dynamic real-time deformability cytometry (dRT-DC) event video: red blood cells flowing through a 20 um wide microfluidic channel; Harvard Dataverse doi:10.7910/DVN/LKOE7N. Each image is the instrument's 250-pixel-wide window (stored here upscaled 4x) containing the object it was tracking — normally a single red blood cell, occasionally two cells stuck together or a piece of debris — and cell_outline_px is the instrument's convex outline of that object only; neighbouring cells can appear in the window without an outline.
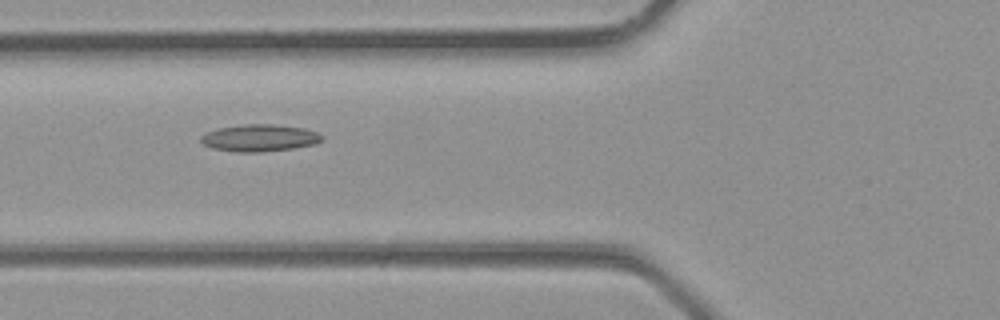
{"species": "common noctule bat (a hibernating species)", "species_latin": "Nyctalus noctula", "temperature_condition": "room temperature", "stored_images_in_passage": 4, "camera_frame_rate_fps": 3000, "um_per_image_px": 0.085, "animal": {"sex": "male", "body_mass_g": 23.1, "forearm_length_mm": 52.7}, "frame": {"image": 1, "passage_image": 4, "time_ms": 1.0, "image_size_px": [1000, 320], "cell_outline_px": [[324, 140], [316, 144], [292, 148], [260, 152], [236, 152], [212, 148], [204, 144], [200, 140], [200, 136], [204, 132], [220, 128], [244, 124], [272, 124], [304, 128], [316, 132], [324, 136]], "centroid_in_image_um": [22.07, 11.72], "position_along_channel_um": 103.7, "area_um2": 19.13}}